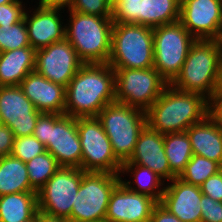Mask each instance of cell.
Instances as JSON below:
<instances>
[{
	"label": "cell",
	"instance_id": "obj_1",
	"mask_svg": "<svg viewBox=\"0 0 222 222\" xmlns=\"http://www.w3.org/2000/svg\"><path fill=\"white\" fill-rule=\"evenodd\" d=\"M115 101V70L108 63L83 64L66 87L64 114L97 117Z\"/></svg>",
	"mask_w": 222,
	"mask_h": 222
},
{
	"label": "cell",
	"instance_id": "obj_2",
	"mask_svg": "<svg viewBox=\"0 0 222 222\" xmlns=\"http://www.w3.org/2000/svg\"><path fill=\"white\" fill-rule=\"evenodd\" d=\"M210 101L200 93L183 92L168 84L146 111V123L159 133L184 132L208 114Z\"/></svg>",
	"mask_w": 222,
	"mask_h": 222
},
{
	"label": "cell",
	"instance_id": "obj_3",
	"mask_svg": "<svg viewBox=\"0 0 222 222\" xmlns=\"http://www.w3.org/2000/svg\"><path fill=\"white\" fill-rule=\"evenodd\" d=\"M65 38L84 63H107L111 53L112 16L83 14L66 9Z\"/></svg>",
	"mask_w": 222,
	"mask_h": 222
},
{
	"label": "cell",
	"instance_id": "obj_4",
	"mask_svg": "<svg viewBox=\"0 0 222 222\" xmlns=\"http://www.w3.org/2000/svg\"><path fill=\"white\" fill-rule=\"evenodd\" d=\"M221 53L220 40L197 39L171 85L183 92L200 93L210 101L217 90Z\"/></svg>",
	"mask_w": 222,
	"mask_h": 222
},
{
	"label": "cell",
	"instance_id": "obj_5",
	"mask_svg": "<svg viewBox=\"0 0 222 222\" xmlns=\"http://www.w3.org/2000/svg\"><path fill=\"white\" fill-rule=\"evenodd\" d=\"M60 166L81 169L82 149L77 118L65 114L41 113L33 132Z\"/></svg>",
	"mask_w": 222,
	"mask_h": 222
},
{
	"label": "cell",
	"instance_id": "obj_6",
	"mask_svg": "<svg viewBox=\"0 0 222 222\" xmlns=\"http://www.w3.org/2000/svg\"><path fill=\"white\" fill-rule=\"evenodd\" d=\"M107 63L112 68L153 67V28L139 24L114 23L111 53Z\"/></svg>",
	"mask_w": 222,
	"mask_h": 222
},
{
	"label": "cell",
	"instance_id": "obj_7",
	"mask_svg": "<svg viewBox=\"0 0 222 222\" xmlns=\"http://www.w3.org/2000/svg\"><path fill=\"white\" fill-rule=\"evenodd\" d=\"M114 155L122 164L129 161L141 130L146 126V111L123 103L107 104L98 114Z\"/></svg>",
	"mask_w": 222,
	"mask_h": 222
},
{
	"label": "cell",
	"instance_id": "obj_8",
	"mask_svg": "<svg viewBox=\"0 0 222 222\" xmlns=\"http://www.w3.org/2000/svg\"><path fill=\"white\" fill-rule=\"evenodd\" d=\"M195 41L180 21L153 28V67L168 84L180 73Z\"/></svg>",
	"mask_w": 222,
	"mask_h": 222
},
{
	"label": "cell",
	"instance_id": "obj_9",
	"mask_svg": "<svg viewBox=\"0 0 222 222\" xmlns=\"http://www.w3.org/2000/svg\"><path fill=\"white\" fill-rule=\"evenodd\" d=\"M119 174L85 172L71 211V222H105L108 203Z\"/></svg>",
	"mask_w": 222,
	"mask_h": 222
},
{
	"label": "cell",
	"instance_id": "obj_10",
	"mask_svg": "<svg viewBox=\"0 0 222 222\" xmlns=\"http://www.w3.org/2000/svg\"><path fill=\"white\" fill-rule=\"evenodd\" d=\"M115 70L116 102L147 111L162 94L168 83L154 68Z\"/></svg>",
	"mask_w": 222,
	"mask_h": 222
},
{
	"label": "cell",
	"instance_id": "obj_11",
	"mask_svg": "<svg viewBox=\"0 0 222 222\" xmlns=\"http://www.w3.org/2000/svg\"><path fill=\"white\" fill-rule=\"evenodd\" d=\"M81 141V169L84 172L119 174L121 163L114 155L111 142L97 117L77 118Z\"/></svg>",
	"mask_w": 222,
	"mask_h": 222
},
{
	"label": "cell",
	"instance_id": "obj_12",
	"mask_svg": "<svg viewBox=\"0 0 222 222\" xmlns=\"http://www.w3.org/2000/svg\"><path fill=\"white\" fill-rule=\"evenodd\" d=\"M84 173L77 167L60 166L37 192L38 210L71 222L72 207Z\"/></svg>",
	"mask_w": 222,
	"mask_h": 222
},
{
	"label": "cell",
	"instance_id": "obj_13",
	"mask_svg": "<svg viewBox=\"0 0 222 222\" xmlns=\"http://www.w3.org/2000/svg\"><path fill=\"white\" fill-rule=\"evenodd\" d=\"M83 64L66 38L36 50L35 71L64 87Z\"/></svg>",
	"mask_w": 222,
	"mask_h": 222
},
{
	"label": "cell",
	"instance_id": "obj_14",
	"mask_svg": "<svg viewBox=\"0 0 222 222\" xmlns=\"http://www.w3.org/2000/svg\"><path fill=\"white\" fill-rule=\"evenodd\" d=\"M179 21L196 40H220L222 0H180Z\"/></svg>",
	"mask_w": 222,
	"mask_h": 222
},
{
	"label": "cell",
	"instance_id": "obj_15",
	"mask_svg": "<svg viewBox=\"0 0 222 222\" xmlns=\"http://www.w3.org/2000/svg\"><path fill=\"white\" fill-rule=\"evenodd\" d=\"M40 114L19 85L0 86L1 122L14 137L33 135Z\"/></svg>",
	"mask_w": 222,
	"mask_h": 222
},
{
	"label": "cell",
	"instance_id": "obj_16",
	"mask_svg": "<svg viewBox=\"0 0 222 222\" xmlns=\"http://www.w3.org/2000/svg\"><path fill=\"white\" fill-rule=\"evenodd\" d=\"M156 204L153 198L130 191L120 182L111 193L105 222L149 221Z\"/></svg>",
	"mask_w": 222,
	"mask_h": 222
},
{
	"label": "cell",
	"instance_id": "obj_17",
	"mask_svg": "<svg viewBox=\"0 0 222 222\" xmlns=\"http://www.w3.org/2000/svg\"><path fill=\"white\" fill-rule=\"evenodd\" d=\"M64 11L40 5L25 11L24 21L32 48L38 50L65 38V19H62Z\"/></svg>",
	"mask_w": 222,
	"mask_h": 222
},
{
	"label": "cell",
	"instance_id": "obj_18",
	"mask_svg": "<svg viewBox=\"0 0 222 222\" xmlns=\"http://www.w3.org/2000/svg\"><path fill=\"white\" fill-rule=\"evenodd\" d=\"M122 164H137L149 168L164 180L177 177L170 169L164 149V134L147 124L141 130L129 161Z\"/></svg>",
	"mask_w": 222,
	"mask_h": 222
},
{
	"label": "cell",
	"instance_id": "obj_19",
	"mask_svg": "<svg viewBox=\"0 0 222 222\" xmlns=\"http://www.w3.org/2000/svg\"><path fill=\"white\" fill-rule=\"evenodd\" d=\"M202 195L200 186L186 183L175 177L166 182L160 204L181 222H201Z\"/></svg>",
	"mask_w": 222,
	"mask_h": 222
},
{
	"label": "cell",
	"instance_id": "obj_20",
	"mask_svg": "<svg viewBox=\"0 0 222 222\" xmlns=\"http://www.w3.org/2000/svg\"><path fill=\"white\" fill-rule=\"evenodd\" d=\"M19 86L40 113L64 114L66 87L63 85L32 71Z\"/></svg>",
	"mask_w": 222,
	"mask_h": 222
},
{
	"label": "cell",
	"instance_id": "obj_21",
	"mask_svg": "<svg viewBox=\"0 0 222 222\" xmlns=\"http://www.w3.org/2000/svg\"><path fill=\"white\" fill-rule=\"evenodd\" d=\"M186 133L193 154L215 161L222 167V129L210 114L191 125Z\"/></svg>",
	"mask_w": 222,
	"mask_h": 222
},
{
	"label": "cell",
	"instance_id": "obj_22",
	"mask_svg": "<svg viewBox=\"0 0 222 222\" xmlns=\"http://www.w3.org/2000/svg\"><path fill=\"white\" fill-rule=\"evenodd\" d=\"M36 50L31 46L0 52V86L20 85L35 71Z\"/></svg>",
	"mask_w": 222,
	"mask_h": 222
},
{
	"label": "cell",
	"instance_id": "obj_23",
	"mask_svg": "<svg viewBox=\"0 0 222 222\" xmlns=\"http://www.w3.org/2000/svg\"><path fill=\"white\" fill-rule=\"evenodd\" d=\"M125 174L131 176L134 181L131 182V178L129 181L127 179L123 180L122 176H125ZM119 176L120 182L130 191L147 195L160 203L166 182L149 168L137 164H122Z\"/></svg>",
	"mask_w": 222,
	"mask_h": 222
},
{
	"label": "cell",
	"instance_id": "obj_24",
	"mask_svg": "<svg viewBox=\"0 0 222 222\" xmlns=\"http://www.w3.org/2000/svg\"><path fill=\"white\" fill-rule=\"evenodd\" d=\"M38 211L37 192H19L0 196V222H24Z\"/></svg>",
	"mask_w": 222,
	"mask_h": 222
},
{
	"label": "cell",
	"instance_id": "obj_25",
	"mask_svg": "<svg viewBox=\"0 0 222 222\" xmlns=\"http://www.w3.org/2000/svg\"><path fill=\"white\" fill-rule=\"evenodd\" d=\"M19 192H37L30 185L26 163L12 155L0 158V196Z\"/></svg>",
	"mask_w": 222,
	"mask_h": 222
},
{
	"label": "cell",
	"instance_id": "obj_26",
	"mask_svg": "<svg viewBox=\"0 0 222 222\" xmlns=\"http://www.w3.org/2000/svg\"><path fill=\"white\" fill-rule=\"evenodd\" d=\"M180 19V0H141L139 25L155 28Z\"/></svg>",
	"mask_w": 222,
	"mask_h": 222
},
{
	"label": "cell",
	"instance_id": "obj_27",
	"mask_svg": "<svg viewBox=\"0 0 222 222\" xmlns=\"http://www.w3.org/2000/svg\"><path fill=\"white\" fill-rule=\"evenodd\" d=\"M164 149L169 167L178 177L193 155L186 131L164 134Z\"/></svg>",
	"mask_w": 222,
	"mask_h": 222
},
{
	"label": "cell",
	"instance_id": "obj_28",
	"mask_svg": "<svg viewBox=\"0 0 222 222\" xmlns=\"http://www.w3.org/2000/svg\"><path fill=\"white\" fill-rule=\"evenodd\" d=\"M30 185L38 192L60 168L54 156L47 150L26 163Z\"/></svg>",
	"mask_w": 222,
	"mask_h": 222
},
{
	"label": "cell",
	"instance_id": "obj_29",
	"mask_svg": "<svg viewBox=\"0 0 222 222\" xmlns=\"http://www.w3.org/2000/svg\"><path fill=\"white\" fill-rule=\"evenodd\" d=\"M221 169L222 167L217 162L193 154L178 178L186 183L200 186L210 176L216 174Z\"/></svg>",
	"mask_w": 222,
	"mask_h": 222
},
{
	"label": "cell",
	"instance_id": "obj_30",
	"mask_svg": "<svg viewBox=\"0 0 222 222\" xmlns=\"http://www.w3.org/2000/svg\"><path fill=\"white\" fill-rule=\"evenodd\" d=\"M31 46L24 18L13 24L0 26V52Z\"/></svg>",
	"mask_w": 222,
	"mask_h": 222
},
{
	"label": "cell",
	"instance_id": "obj_31",
	"mask_svg": "<svg viewBox=\"0 0 222 222\" xmlns=\"http://www.w3.org/2000/svg\"><path fill=\"white\" fill-rule=\"evenodd\" d=\"M45 146L33 135L14 137L11 155L27 163L32 158L45 152Z\"/></svg>",
	"mask_w": 222,
	"mask_h": 222
},
{
	"label": "cell",
	"instance_id": "obj_32",
	"mask_svg": "<svg viewBox=\"0 0 222 222\" xmlns=\"http://www.w3.org/2000/svg\"><path fill=\"white\" fill-rule=\"evenodd\" d=\"M113 23L139 24L140 1L111 3Z\"/></svg>",
	"mask_w": 222,
	"mask_h": 222
},
{
	"label": "cell",
	"instance_id": "obj_33",
	"mask_svg": "<svg viewBox=\"0 0 222 222\" xmlns=\"http://www.w3.org/2000/svg\"><path fill=\"white\" fill-rule=\"evenodd\" d=\"M70 10L83 14L112 16L110 0H74Z\"/></svg>",
	"mask_w": 222,
	"mask_h": 222
},
{
	"label": "cell",
	"instance_id": "obj_34",
	"mask_svg": "<svg viewBox=\"0 0 222 222\" xmlns=\"http://www.w3.org/2000/svg\"><path fill=\"white\" fill-rule=\"evenodd\" d=\"M26 5L23 0L0 5V26L13 25L24 18Z\"/></svg>",
	"mask_w": 222,
	"mask_h": 222
},
{
	"label": "cell",
	"instance_id": "obj_35",
	"mask_svg": "<svg viewBox=\"0 0 222 222\" xmlns=\"http://www.w3.org/2000/svg\"><path fill=\"white\" fill-rule=\"evenodd\" d=\"M200 206L201 222H222V202L202 195Z\"/></svg>",
	"mask_w": 222,
	"mask_h": 222
},
{
	"label": "cell",
	"instance_id": "obj_36",
	"mask_svg": "<svg viewBox=\"0 0 222 222\" xmlns=\"http://www.w3.org/2000/svg\"><path fill=\"white\" fill-rule=\"evenodd\" d=\"M203 195L222 202V169L200 185Z\"/></svg>",
	"mask_w": 222,
	"mask_h": 222
},
{
	"label": "cell",
	"instance_id": "obj_37",
	"mask_svg": "<svg viewBox=\"0 0 222 222\" xmlns=\"http://www.w3.org/2000/svg\"><path fill=\"white\" fill-rule=\"evenodd\" d=\"M14 135L12 130L6 126H0V158L11 155Z\"/></svg>",
	"mask_w": 222,
	"mask_h": 222
},
{
	"label": "cell",
	"instance_id": "obj_38",
	"mask_svg": "<svg viewBox=\"0 0 222 222\" xmlns=\"http://www.w3.org/2000/svg\"><path fill=\"white\" fill-rule=\"evenodd\" d=\"M150 222H181L160 203H157L151 214Z\"/></svg>",
	"mask_w": 222,
	"mask_h": 222
},
{
	"label": "cell",
	"instance_id": "obj_39",
	"mask_svg": "<svg viewBox=\"0 0 222 222\" xmlns=\"http://www.w3.org/2000/svg\"><path fill=\"white\" fill-rule=\"evenodd\" d=\"M209 114L217 121L222 129V94H215L210 100Z\"/></svg>",
	"mask_w": 222,
	"mask_h": 222
},
{
	"label": "cell",
	"instance_id": "obj_40",
	"mask_svg": "<svg viewBox=\"0 0 222 222\" xmlns=\"http://www.w3.org/2000/svg\"><path fill=\"white\" fill-rule=\"evenodd\" d=\"M74 3V0H41L40 2H37L36 4L45 7V8H54V9H62L65 10V8H68V10L71 9L72 5Z\"/></svg>",
	"mask_w": 222,
	"mask_h": 222
},
{
	"label": "cell",
	"instance_id": "obj_41",
	"mask_svg": "<svg viewBox=\"0 0 222 222\" xmlns=\"http://www.w3.org/2000/svg\"><path fill=\"white\" fill-rule=\"evenodd\" d=\"M36 222H69V221L65 218L51 216L38 210L36 213Z\"/></svg>",
	"mask_w": 222,
	"mask_h": 222
},
{
	"label": "cell",
	"instance_id": "obj_42",
	"mask_svg": "<svg viewBox=\"0 0 222 222\" xmlns=\"http://www.w3.org/2000/svg\"><path fill=\"white\" fill-rule=\"evenodd\" d=\"M215 94H222V53L220 57L219 80Z\"/></svg>",
	"mask_w": 222,
	"mask_h": 222
},
{
	"label": "cell",
	"instance_id": "obj_43",
	"mask_svg": "<svg viewBox=\"0 0 222 222\" xmlns=\"http://www.w3.org/2000/svg\"><path fill=\"white\" fill-rule=\"evenodd\" d=\"M111 3H120L121 1H141V0H110Z\"/></svg>",
	"mask_w": 222,
	"mask_h": 222
},
{
	"label": "cell",
	"instance_id": "obj_44",
	"mask_svg": "<svg viewBox=\"0 0 222 222\" xmlns=\"http://www.w3.org/2000/svg\"><path fill=\"white\" fill-rule=\"evenodd\" d=\"M17 0H0V5L5 4V3H11V2H15Z\"/></svg>",
	"mask_w": 222,
	"mask_h": 222
},
{
	"label": "cell",
	"instance_id": "obj_45",
	"mask_svg": "<svg viewBox=\"0 0 222 222\" xmlns=\"http://www.w3.org/2000/svg\"><path fill=\"white\" fill-rule=\"evenodd\" d=\"M24 222H36V215L32 219L26 220Z\"/></svg>",
	"mask_w": 222,
	"mask_h": 222
},
{
	"label": "cell",
	"instance_id": "obj_46",
	"mask_svg": "<svg viewBox=\"0 0 222 222\" xmlns=\"http://www.w3.org/2000/svg\"><path fill=\"white\" fill-rule=\"evenodd\" d=\"M220 41L222 42V27H221Z\"/></svg>",
	"mask_w": 222,
	"mask_h": 222
}]
</instances>
